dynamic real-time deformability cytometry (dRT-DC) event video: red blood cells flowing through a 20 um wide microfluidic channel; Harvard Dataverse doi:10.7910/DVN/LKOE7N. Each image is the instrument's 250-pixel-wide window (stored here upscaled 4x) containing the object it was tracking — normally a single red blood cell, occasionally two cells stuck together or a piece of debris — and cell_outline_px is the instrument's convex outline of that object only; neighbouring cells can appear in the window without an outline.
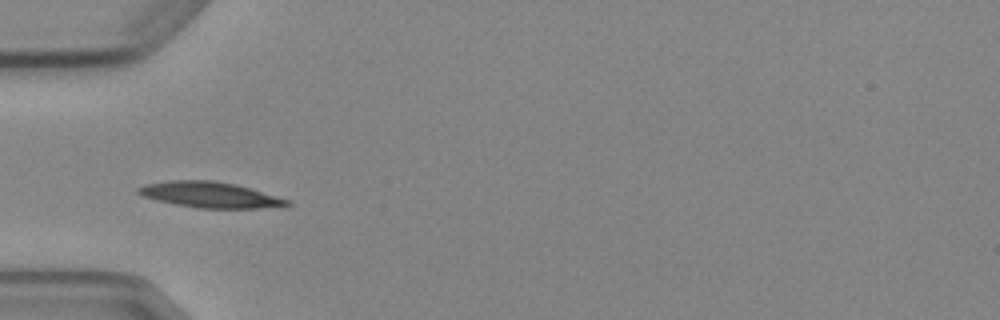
{"species": "Egyptian fruit bat (a non-hibernating species)", "species_latin": "Rousettus aegyptiacus", "temperature_condition": "cold", "stored_images_in_passage": 6, "camera_frame_rate_fps": 3000, "um_per_image_px": 0.085, "animal": {"sex": "female"}, "frame": {"image": 1, "passage_image": 4, "time_ms": 3.333, "image_size_px": [1000, 320], "cell_outline_px": [[292, 204], [260, 208], [200, 208], [176, 204], [140, 196], [136, 192], [136, 188], [144, 184], [168, 180], [212, 180], [236, 184], [292, 200]], "centroid_in_image_um": [17.82, 16.54], "position_along_channel_um": 67.2, "area_um2": 22.37}}
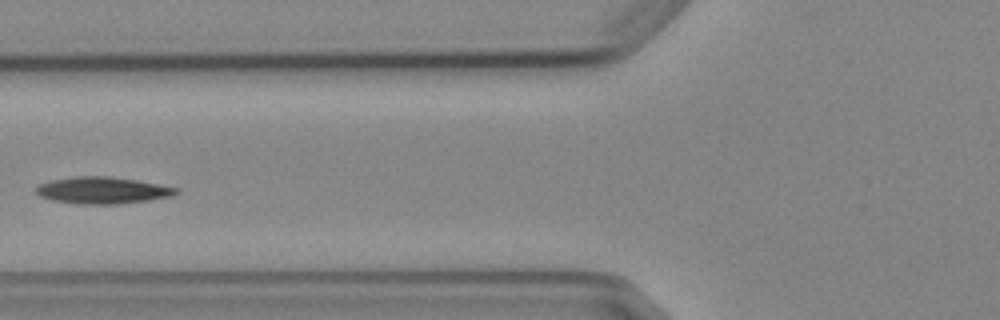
{"frame": {"image": 2, "passage_image": 5, "time_ms": 4.667, "image_size_px": [1000, 320], "cell_outline_px": [[180, 192], [172, 196], [148, 200], [120, 204], [84, 204], [52, 200], [40, 196], [36, 192], [36, 188], [40, 184], [52, 180], [72, 176], [108, 176], [136, 180], [180, 188]], "centroid_in_image_um": [8.75, 16.17], "position_along_channel_um": 117.1, "area_um2": 21.79}}
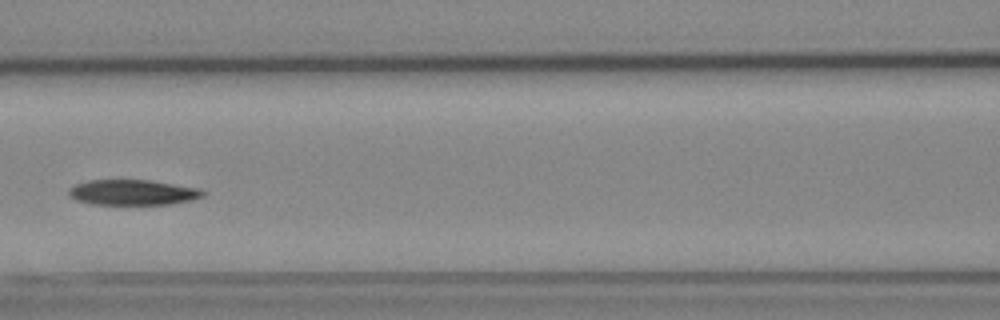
{"frame": {"image": 3, "passage_image": 6, "time_ms": 5.667, "image_size_px": [1000, 320], "cell_outline_px": [[208, 192], [204, 196], [192, 200], [172, 204], [92, 204], [76, 200], [68, 196], [68, 188], [76, 184], [88, 180], [152, 180], [200, 188]], "centroid_in_image_um": [11.32, 16.35], "position_along_channel_um": 155.3, "area_um2": 20.11}}